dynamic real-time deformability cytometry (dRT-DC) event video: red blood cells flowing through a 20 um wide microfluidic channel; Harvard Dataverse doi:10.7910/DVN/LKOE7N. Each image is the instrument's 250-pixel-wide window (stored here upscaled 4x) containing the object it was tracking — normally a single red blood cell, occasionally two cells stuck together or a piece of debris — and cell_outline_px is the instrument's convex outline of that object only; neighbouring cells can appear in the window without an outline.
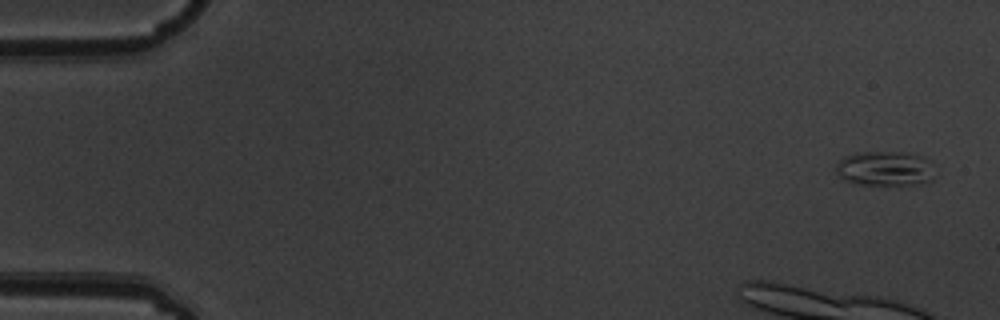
{"species": "common noctule bat (a hibernating species)", "species_latin": "Nyctalus noctula", "temperature_condition": "warm", "stored_images_in_passage": 6, "camera_frame_rate_fps": 3000, "um_per_image_px": 0.085, "animal": {"sex": "male", "body_mass_g": 19.5, "forearm_length_mm": 54.6}, "frame": {"image": 1, "passage_image": 1, "time_ms": 0.0, "image_size_px": [1000, 320], "cell_outline_px": [[932, 180], [912, 184], [860, 184], [844, 180], [836, 172], [836, 164], [844, 156], [864, 152], [908, 152], [920, 156], [928, 160], [932, 176]], "centroid_in_image_um": [75.17, 14.31], "position_along_channel_um": 9.8, "area_um2": 19.48}}
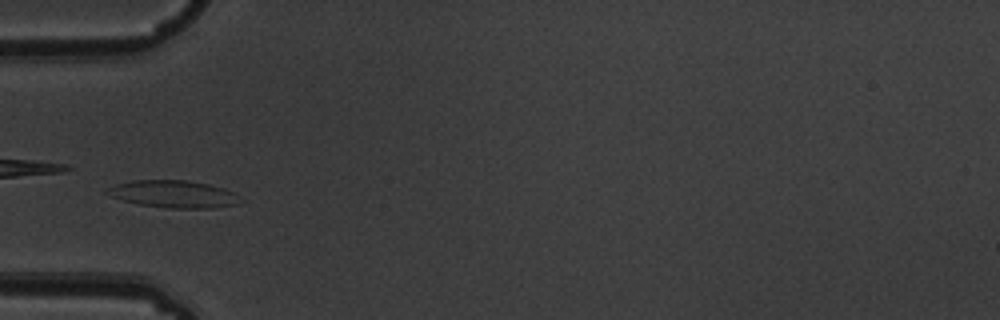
{"frame": {"image": 2, "passage_image": 6, "time_ms": 1.667, "image_size_px": [1000, 320], "cell_outline_px": [[244, 200], [236, 204], [212, 208], [168, 208], [140, 204], [124, 200], [112, 196], [104, 192], [108, 188], [116, 184], [132, 180], [184, 180], [208, 184], [224, 188], [232, 192]], "centroid_in_image_um": [14.77, 16.49], "position_along_channel_um": 70.2, "area_um2": 20.98}}